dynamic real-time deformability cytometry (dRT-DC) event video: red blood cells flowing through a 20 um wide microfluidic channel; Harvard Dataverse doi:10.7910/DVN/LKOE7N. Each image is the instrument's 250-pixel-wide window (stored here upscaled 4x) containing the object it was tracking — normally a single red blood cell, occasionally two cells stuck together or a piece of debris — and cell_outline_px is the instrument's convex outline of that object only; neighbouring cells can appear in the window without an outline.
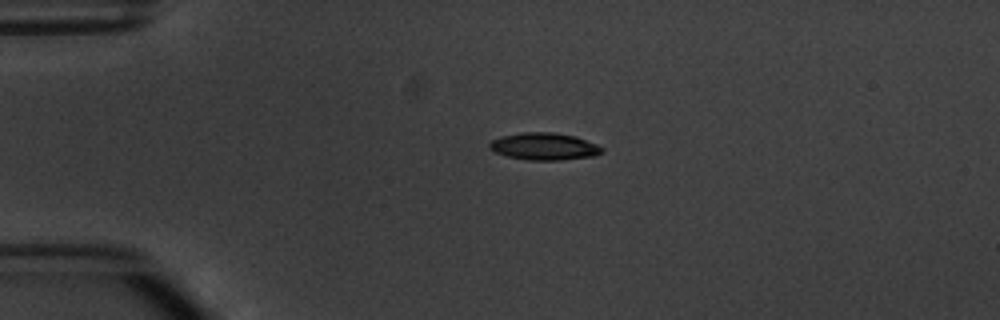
{"species": "common noctule bat (a hibernating species)", "species_latin": "Nyctalus noctula", "temperature_condition": "warm", "stored_images_in_passage": 2, "camera_frame_rate_fps": 3000, "um_per_image_px": 0.085, "animal": {"sex": "male", "body_mass_g": 20.1, "forearm_length_mm": 53.5}, "frame": {"image": 1, "passage_image": 1, "time_ms": 0.0, "image_size_px": [1000, 320], "cell_outline_px": [[604, 152], [596, 156], [560, 160], [528, 160], [508, 156], [496, 152], [488, 148], [488, 144], [492, 140], [500, 136], [520, 132], [552, 132], [576, 136], [596, 144], [604, 148]], "centroid_in_image_um": [46.27, 12.44], "position_along_channel_um": 38.7, "area_um2": 17.98}}